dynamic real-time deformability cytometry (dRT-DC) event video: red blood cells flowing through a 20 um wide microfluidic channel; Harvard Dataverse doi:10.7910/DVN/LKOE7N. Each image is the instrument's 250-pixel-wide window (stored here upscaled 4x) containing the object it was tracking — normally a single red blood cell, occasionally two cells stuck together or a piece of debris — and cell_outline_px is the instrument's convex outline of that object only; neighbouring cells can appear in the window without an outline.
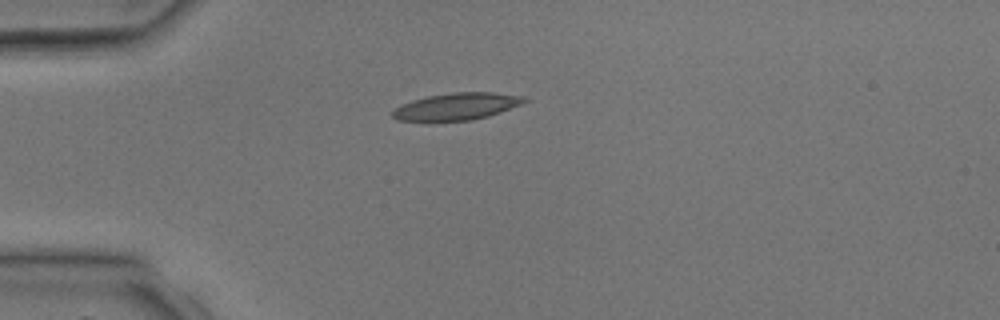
{"species": "common noctule bat (a hibernating species)", "species_latin": "Nyctalus noctula", "temperature_condition": "room temperature", "stored_images_in_passage": 4, "camera_frame_rate_fps": 3000, "um_per_image_px": 0.085, "animal": {"sex": "male", "body_mass_g": 17.9, "forearm_length_mm": 54.2}, "frame": {"image": 1, "passage_image": 3, "time_ms": 3.333, "image_size_px": [1000, 320], "cell_outline_px": [[528, 100], [520, 104], [500, 112], [488, 116], [472, 120], [396, 120], [392, 116], [392, 112], [400, 104], [412, 100], [428, 96], [452, 92], [492, 92], [524, 96]], "centroid_in_image_um": [38.82, 9.03], "position_along_channel_um": 46.2, "area_um2": 20.46}}
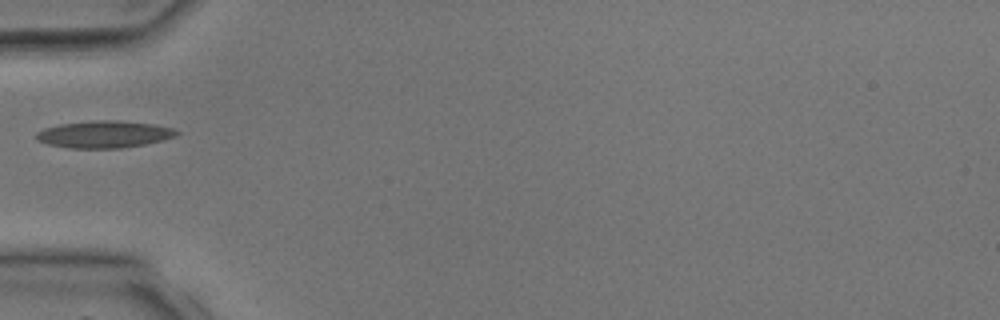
{"frame": {"image": 2, "passage_image": 4, "time_ms": 4.333, "image_size_px": [1000, 320], "cell_outline_px": [[180, 132], [176, 136], [144, 144], [120, 148], [68, 148], [48, 144], [36, 140], [36, 132], [44, 128], [60, 124], [96, 120], [120, 120], [156, 124], [172, 128]], "centroid_in_image_um": [8.84, 11.41], "position_along_channel_um": 76.2, "area_um2": 22.14}}